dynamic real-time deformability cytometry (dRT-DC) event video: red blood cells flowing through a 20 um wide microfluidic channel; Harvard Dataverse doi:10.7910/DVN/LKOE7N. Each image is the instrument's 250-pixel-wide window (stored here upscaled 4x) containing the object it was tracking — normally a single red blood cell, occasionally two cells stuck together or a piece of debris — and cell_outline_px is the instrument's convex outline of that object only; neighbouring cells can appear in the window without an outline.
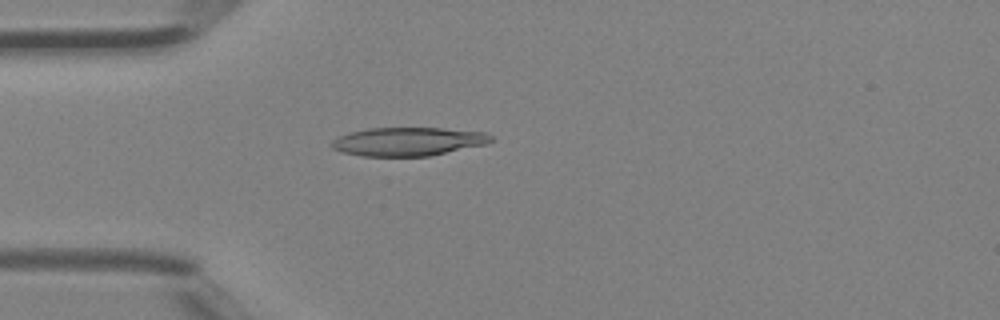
{"species": "Egyptian fruit bat (a non-hibernating species)", "species_latin": "Rousettus aegyptiacus", "temperature_condition": "room temperature", "stored_images_in_passage": 3, "camera_frame_rate_fps": 3000, "um_per_image_px": 0.085, "animal": {"sex": "female"}, "frame": {"image": 1, "passage_image": 3, "time_ms": 0.667, "image_size_px": [1000, 320], "cell_outline_px": [[492, 140], [484, 144], [428, 156], [364, 156], [340, 152], [332, 148], [332, 140], [336, 136], [368, 128], [440, 128], [484, 132], [492, 136]], "centroid_in_image_um": [34.62, 12.03], "position_along_channel_um": 50.4, "area_um2": 26.24}}